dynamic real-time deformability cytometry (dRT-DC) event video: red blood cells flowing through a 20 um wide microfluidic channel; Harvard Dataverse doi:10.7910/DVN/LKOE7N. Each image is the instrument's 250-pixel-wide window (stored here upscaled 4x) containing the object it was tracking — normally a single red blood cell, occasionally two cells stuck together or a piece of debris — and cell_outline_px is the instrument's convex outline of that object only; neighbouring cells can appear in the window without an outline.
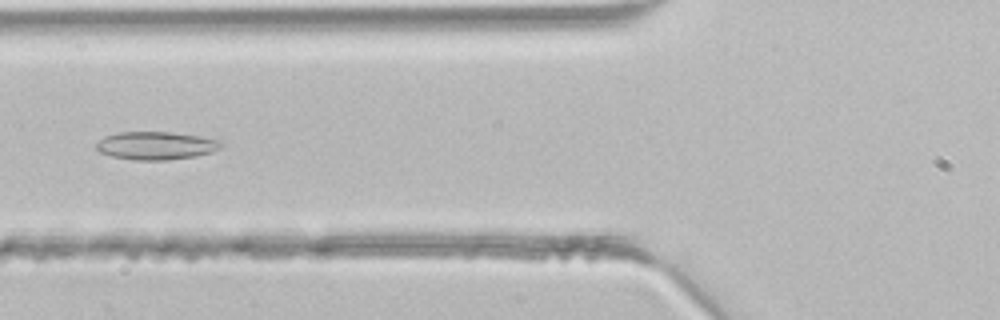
{"species": "common noctule bat (a hibernating species)", "species_latin": "Nyctalus noctula", "temperature_condition": "room temperature", "stored_images_in_passage": 3, "camera_frame_rate_fps": 3000, "um_per_image_px": 0.085, "animal": {"sex": "male", "body_mass_g": 21.5, "forearm_length_mm": 52.0}, "frame": {"image": 1, "passage_image": 3, "time_ms": 0.667, "image_size_px": [1000, 320], "cell_outline_px": [[224, 140], [220, 148], [212, 152], [196, 156], [168, 160], [136, 160], [112, 156], [100, 152], [96, 148], [96, 144], [104, 136], [116, 132], [172, 132], [200, 136]], "centroid_in_image_um": [13.29, 12.37], "position_along_channel_um": 112.5, "area_um2": 20.52}}